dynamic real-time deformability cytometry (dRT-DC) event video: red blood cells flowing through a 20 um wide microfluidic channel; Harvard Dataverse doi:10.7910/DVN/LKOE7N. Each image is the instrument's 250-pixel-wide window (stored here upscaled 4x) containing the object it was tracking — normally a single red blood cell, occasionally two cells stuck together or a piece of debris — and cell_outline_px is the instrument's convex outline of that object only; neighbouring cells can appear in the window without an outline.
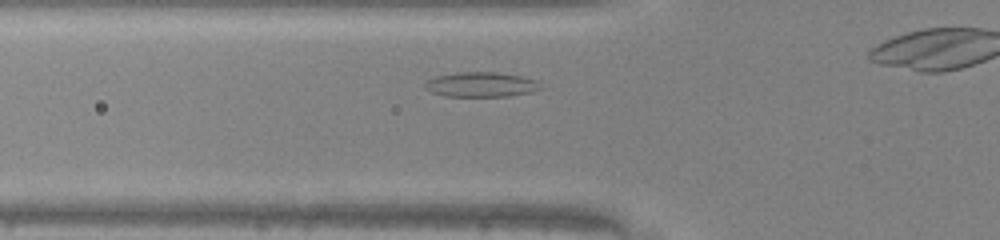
{"species": "common noctule bat (a hibernating species)", "species_latin": "Nyctalus noctula", "temperature_condition": "warm", "stored_images_in_passage": 30, "camera_frame_rate_fps": 3000, "um_per_image_px": 0.085, "animal": {"sex": "male", "body_mass_g": 20.0, "forearm_length_mm": 53.3}, "frame": {"image": 1, "passage_image": 7, "time_ms": 2.0, "image_size_px": [1000, 240], "cell_outline_px": [[544, 88], [532, 92], [508, 96], [444, 96], [432, 92], [424, 88], [424, 84], [428, 80], [436, 76], [456, 72], [496, 72], [520, 76], [536, 80]], "centroid_in_image_um": [40.9, 7.18], "position_along_channel_um": 84.9, "area_um2": 16.76}}
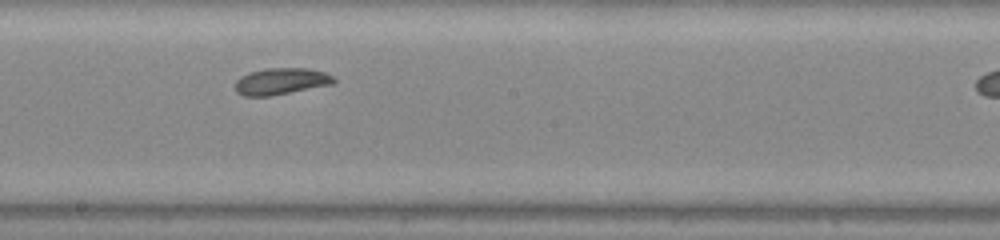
{"frame": {"image": 2, "passage_image": 17, "time_ms": 5.333, "image_size_px": [1000, 240], "cell_outline_px": [[336, 84], [272, 96], [244, 96], [236, 92], [236, 80], [240, 76], [248, 72], [264, 68], [308, 68], [324, 72], [332, 76], [336, 80]], "centroid_in_image_um": [23.91, 6.91], "position_along_channel_um": 224.3, "area_um2": 15.61}}
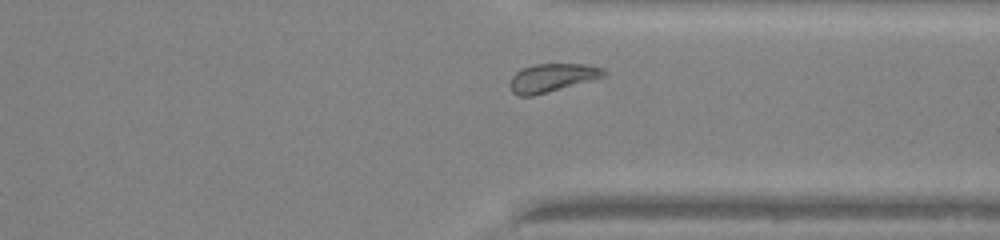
{"frame": {"image": 3, "passage_image": 27, "time_ms": 8.667, "image_size_px": [1000, 240], "cell_outline_px": [[608, 76], [532, 96], [516, 96], [512, 92], [508, 84], [512, 76], [516, 72], [524, 68], [536, 64], [584, 64], [604, 68], [608, 72]], "centroid_in_image_um": [46.95, 6.61], "position_along_channel_um": 364.4, "area_um2": 15.61}}